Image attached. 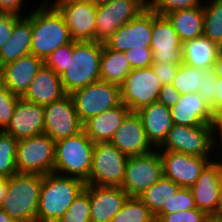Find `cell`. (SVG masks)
<instances>
[{
    "label": "cell",
    "instance_id": "cell-1",
    "mask_svg": "<svg viewBox=\"0 0 222 222\" xmlns=\"http://www.w3.org/2000/svg\"><path fill=\"white\" fill-rule=\"evenodd\" d=\"M44 0L31 13V54L45 61L56 49L73 41L60 12Z\"/></svg>",
    "mask_w": 222,
    "mask_h": 222
},
{
    "label": "cell",
    "instance_id": "cell-2",
    "mask_svg": "<svg viewBox=\"0 0 222 222\" xmlns=\"http://www.w3.org/2000/svg\"><path fill=\"white\" fill-rule=\"evenodd\" d=\"M85 182L76 177L48 173L43 176L36 222H56L84 190Z\"/></svg>",
    "mask_w": 222,
    "mask_h": 222
},
{
    "label": "cell",
    "instance_id": "cell-3",
    "mask_svg": "<svg viewBox=\"0 0 222 222\" xmlns=\"http://www.w3.org/2000/svg\"><path fill=\"white\" fill-rule=\"evenodd\" d=\"M43 175L17 173L7 178V193L1 205L16 222H36Z\"/></svg>",
    "mask_w": 222,
    "mask_h": 222
},
{
    "label": "cell",
    "instance_id": "cell-4",
    "mask_svg": "<svg viewBox=\"0 0 222 222\" xmlns=\"http://www.w3.org/2000/svg\"><path fill=\"white\" fill-rule=\"evenodd\" d=\"M102 51L101 42L73 40L72 56H69L67 69L60 76L66 94L100 80Z\"/></svg>",
    "mask_w": 222,
    "mask_h": 222
},
{
    "label": "cell",
    "instance_id": "cell-5",
    "mask_svg": "<svg viewBox=\"0 0 222 222\" xmlns=\"http://www.w3.org/2000/svg\"><path fill=\"white\" fill-rule=\"evenodd\" d=\"M94 147L95 143L83 130L56 141L53 173H64L63 176L76 177L86 182L92 168Z\"/></svg>",
    "mask_w": 222,
    "mask_h": 222
},
{
    "label": "cell",
    "instance_id": "cell-6",
    "mask_svg": "<svg viewBox=\"0 0 222 222\" xmlns=\"http://www.w3.org/2000/svg\"><path fill=\"white\" fill-rule=\"evenodd\" d=\"M128 156L111 142L95 143L92 168L86 185L121 187Z\"/></svg>",
    "mask_w": 222,
    "mask_h": 222
},
{
    "label": "cell",
    "instance_id": "cell-7",
    "mask_svg": "<svg viewBox=\"0 0 222 222\" xmlns=\"http://www.w3.org/2000/svg\"><path fill=\"white\" fill-rule=\"evenodd\" d=\"M55 141L42 133L18 141L16 167L18 173L46 175L53 173Z\"/></svg>",
    "mask_w": 222,
    "mask_h": 222
},
{
    "label": "cell",
    "instance_id": "cell-8",
    "mask_svg": "<svg viewBox=\"0 0 222 222\" xmlns=\"http://www.w3.org/2000/svg\"><path fill=\"white\" fill-rule=\"evenodd\" d=\"M82 123L121 103L120 86L102 80L70 94Z\"/></svg>",
    "mask_w": 222,
    "mask_h": 222
},
{
    "label": "cell",
    "instance_id": "cell-9",
    "mask_svg": "<svg viewBox=\"0 0 222 222\" xmlns=\"http://www.w3.org/2000/svg\"><path fill=\"white\" fill-rule=\"evenodd\" d=\"M162 86L152 66L132 69L120 86L121 102L131 112H137L158 100Z\"/></svg>",
    "mask_w": 222,
    "mask_h": 222
},
{
    "label": "cell",
    "instance_id": "cell-10",
    "mask_svg": "<svg viewBox=\"0 0 222 222\" xmlns=\"http://www.w3.org/2000/svg\"><path fill=\"white\" fill-rule=\"evenodd\" d=\"M162 177L160 151L129 156L121 188L129 197H138Z\"/></svg>",
    "mask_w": 222,
    "mask_h": 222
},
{
    "label": "cell",
    "instance_id": "cell-11",
    "mask_svg": "<svg viewBox=\"0 0 222 222\" xmlns=\"http://www.w3.org/2000/svg\"><path fill=\"white\" fill-rule=\"evenodd\" d=\"M159 149L210 158L213 151L212 126L211 124L198 126L174 124L164 143L156 150Z\"/></svg>",
    "mask_w": 222,
    "mask_h": 222
},
{
    "label": "cell",
    "instance_id": "cell-12",
    "mask_svg": "<svg viewBox=\"0 0 222 222\" xmlns=\"http://www.w3.org/2000/svg\"><path fill=\"white\" fill-rule=\"evenodd\" d=\"M148 7L147 0H111L97 6L95 41L105 43L122 25Z\"/></svg>",
    "mask_w": 222,
    "mask_h": 222
},
{
    "label": "cell",
    "instance_id": "cell-13",
    "mask_svg": "<svg viewBox=\"0 0 222 222\" xmlns=\"http://www.w3.org/2000/svg\"><path fill=\"white\" fill-rule=\"evenodd\" d=\"M53 6L62 15L74 41H95L96 6L83 0H55Z\"/></svg>",
    "mask_w": 222,
    "mask_h": 222
},
{
    "label": "cell",
    "instance_id": "cell-14",
    "mask_svg": "<svg viewBox=\"0 0 222 222\" xmlns=\"http://www.w3.org/2000/svg\"><path fill=\"white\" fill-rule=\"evenodd\" d=\"M44 132L55 142L73 136L83 130L71 95L44 106Z\"/></svg>",
    "mask_w": 222,
    "mask_h": 222
},
{
    "label": "cell",
    "instance_id": "cell-15",
    "mask_svg": "<svg viewBox=\"0 0 222 222\" xmlns=\"http://www.w3.org/2000/svg\"><path fill=\"white\" fill-rule=\"evenodd\" d=\"M152 10L147 7L136 18L119 27L104 43L109 49L126 52L151 46Z\"/></svg>",
    "mask_w": 222,
    "mask_h": 222
},
{
    "label": "cell",
    "instance_id": "cell-16",
    "mask_svg": "<svg viewBox=\"0 0 222 222\" xmlns=\"http://www.w3.org/2000/svg\"><path fill=\"white\" fill-rule=\"evenodd\" d=\"M163 176L173 180L180 187L191 188L200 173L211 162V158L191 156L180 152L162 151Z\"/></svg>",
    "mask_w": 222,
    "mask_h": 222
},
{
    "label": "cell",
    "instance_id": "cell-17",
    "mask_svg": "<svg viewBox=\"0 0 222 222\" xmlns=\"http://www.w3.org/2000/svg\"><path fill=\"white\" fill-rule=\"evenodd\" d=\"M153 62L182 63V42L166 16L152 10Z\"/></svg>",
    "mask_w": 222,
    "mask_h": 222
},
{
    "label": "cell",
    "instance_id": "cell-18",
    "mask_svg": "<svg viewBox=\"0 0 222 222\" xmlns=\"http://www.w3.org/2000/svg\"><path fill=\"white\" fill-rule=\"evenodd\" d=\"M44 126V106L20 97L16 103L11 121L4 131L19 141L42 134Z\"/></svg>",
    "mask_w": 222,
    "mask_h": 222
},
{
    "label": "cell",
    "instance_id": "cell-19",
    "mask_svg": "<svg viewBox=\"0 0 222 222\" xmlns=\"http://www.w3.org/2000/svg\"><path fill=\"white\" fill-rule=\"evenodd\" d=\"M119 151L129 156L153 151L137 112H129L110 141Z\"/></svg>",
    "mask_w": 222,
    "mask_h": 222
},
{
    "label": "cell",
    "instance_id": "cell-20",
    "mask_svg": "<svg viewBox=\"0 0 222 222\" xmlns=\"http://www.w3.org/2000/svg\"><path fill=\"white\" fill-rule=\"evenodd\" d=\"M220 162L211 161L190 188L196 206L208 216L218 217Z\"/></svg>",
    "mask_w": 222,
    "mask_h": 222
},
{
    "label": "cell",
    "instance_id": "cell-21",
    "mask_svg": "<svg viewBox=\"0 0 222 222\" xmlns=\"http://www.w3.org/2000/svg\"><path fill=\"white\" fill-rule=\"evenodd\" d=\"M43 64L41 58L30 53L2 66L3 85L11 93L22 97Z\"/></svg>",
    "mask_w": 222,
    "mask_h": 222
},
{
    "label": "cell",
    "instance_id": "cell-22",
    "mask_svg": "<svg viewBox=\"0 0 222 222\" xmlns=\"http://www.w3.org/2000/svg\"><path fill=\"white\" fill-rule=\"evenodd\" d=\"M128 197L121 187L90 185V222H111Z\"/></svg>",
    "mask_w": 222,
    "mask_h": 222
},
{
    "label": "cell",
    "instance_id": "cell-23",
    "mask_svg": "<svg viewBox=\"0 0 222 222\" xmlns=\"http://www.w3.org/2000/svg\"><path fill=\"white\" fill-rule=\"evenodd\" d=\"M173 124L198 126L211 124L214 115L210 105L197 92L181 95L177 103L170 108Z\"/></svg>",
    "mask_w": 222,
    "mask_h": 222
},
{
    "label": "cell",
    "instance_id": "cell-24",
    "mask_svg": "<svg viewBox=\"0 0 222 222\" xmlns=\"http://www.w3.org/2000/svg\"><path fill=\"white\" fill-rule=\"evenodd\" d=\"M66 95L60 76L43 64L22 98L45 106L62 99Z\"/></svg>",
    "mask_w": 222,
    "mask_h": 222
},
{
    "label": "cell",
    "instance_id": "cell-25",
    "mask_svg": "<svg viewBox=\"0 0 222 222\" xmlns=\"http://www.w3.org/2000/svg\"><path fill=\"white\" fill-rule=\"evenodd\" d=\"M146 136L151 145L157 149L167 138L173 127L170 108L158 101L137 111Z\"/></svg>",
    "mask_w": 222,
    "mask_h": 222
},
{
    "label": "cell",
    "instance_id": "cell-26",
    "mask_svg": "<svg viewBox=\"0 0 222 222\" xmlns=\"http://www.w3.org/2000/svg\"><path fill=\"white\" fill-rule=\"evenodd\" d=\"M130 112L122 102L83 123V131L94 143L110 142Z\"/></svg>",
    "mask_w": 222,
    "mask_h": 222
},
{
    "label": "cell",
    "instance_id": "cell-27",
    "mask_svg": "<svg viewBox=\"0 0 222 222\" xmlns=\"http://www.w3.org/2000/svg\"><path fill=\"white\" fill-rule=\"evenodd\" d=\"M32 27L31 12L27 16H20L15 22L12 35L0 50V66L31 53Z\"/></svg>",
    "mask_w": 222,
    "mask_h": 222
},
{
    "label": "cell",
    "instance_id": "cell-28",
    "mask_svg": "<svg viewBox=\"0 0 222 222\" xmlns=\"http://www.w3.org/2000/svg\"><path fill=\"white\" fill-rule=\"evenodd\" d=\"M220 49L207 36L196 37L182 43V63L198 69L213 68Z\"/></svg>",
    "mask_w": 222,
    "mask_h": 222
},
{
    "label": "cell",
    "instance_id": "cell-29",
    "mask_svg": "<svg viewBox=\"0 0 222 222\" xmlns=\"http://www.w3.org/2000/svg\"><path fill=\"white\" fill-rule=\"evenodd\" d=\"M166 17L172 23L182 43L203 35V5L176 10L168 13Z\"/></svg>",
    "mask_w": 222,
    "mask_h": 222
},
{
    "label": "cell",
    "instance_id": "cell-30",
    "mask_svg": "<svg viewBox=\"0 0 222 222\" xmlns=\"http://www.w3.org/2000/svg\"><path fill=\"white\" fill-rule=\"evenodd\" d=\"M132 71L125 52L109 49L103 43L100 61V80L121 86Z\"/></svg>",
    "mask_w": 222,
    "mask_h": 222
},
{
    "label": "cell",
    "instance_id": "cell-31",
    "mask_svg": "<svg viewBox=\"0 0 222 222\" xmlns=\"http://www.w3.org/2000/svg\"><path fill=\"white\" fill-rule=\"evenodd\" d=\"M180 186L173 180L162 177L138 198L156 215L162 207H167L169 200L176 194Z\"/></svg>",
    "mask_w": 222,
    "mask_h": 222
},
{
    "label": "cell",
    "instance_id": "cell-32",
    "mask_svg": "<svg viewBox=\"0 0 222 222\" xmlns=\"http://www.w3.org/2000/svg\"><path fill=\"white\" fill-rule=\"evenodd\" d=\"M111 222H156V219L138 197H128Z\"/></svg>",
    "mask_w": 222,
    "mask_h": 222
},
{
    "label": "cell",
    "instance_id": "cell-33",
    "mask_svg": "<svg viewBox=\"0 0 222 222\" xmlns=\"http://www.w3.org/2000/svg\"><path fill=\"white\" fill-rule=\"evenodd\" d=\"M204 28L203 35L222 47V0H212L203 4Z\"/></svg>",
    "mask_w": 222,
    "mask_h": 222
},
{
    "label": "cell",
    "instance_id": "cell-34",
    "mask_svg": "<svg viewBox=\"0 0 222 222\" xmlns=\"http://www.w3.org/2000/svg\"><path fill=\"white\" fill-rule=\"evenodd\" d=\"M18 140L6 133L0 131V177L9 178L17 174L16 152Z\"/></svg>",
    "mask_w": 222,
    "mask_h": 222
},
{
    "label": "cell",
    "instance_id": "cell-35",
    "mask_svg": "<svg viewBox=\"0 0 222 222\" xmlns=\"http://www.w3.org/2000/svg\"><path fill=\"white\" fill-rule=\"evenodd\" d=\"M200 80L201 69L181 63L171 84L181 95L193 94L198 92Z\"/></svg>",
    "mask_w": 222,
    "mask_h": 222
},
{
    "label": "cell",
    "instance_id": "cell-36",
    "mask_svg": "<svg viewBox=\"0 0 222 222\" xmlns=\"http://www.w3.org/2000/svg\"><path fill=\"white\" fill-rule=\"evenodd\" d=\"M56 222H90V185H85L84 190Z\"/></svg>",
    "mask_w": 222,
    "mask_h": 222
},
{
    "label": "cell",
    "instance_id": "cell-37",
    "mask_svg": "<svg viewBox=\"0 0 222 222\" xmlns=\"http://www.w3.org/2000/svg\"><path fill=\"white\" fill-rule=\"evenodd\" d=\"M194 208H197V206L191 189L180 187L176 194L169 200L167 207H162L157 214H170Z\"/></svg>",
    "mask_w": 222,
    "mask_h": 222
},
{
    "label": "cell",
    "instance_id": "cell-38",
    "mask_svg": "<svg viewBox=\"0 0 222 222\" xmlns=\"http://www.w3.org/2000/svg\"><path fill=\"white\" fill-rule=\"evenodd\" d=\"M148 7L157 15L166 16L168 13L201 6L200 0H147Z\"/></svg>",
    "mask_w": 222,
    "mask_h": 222
},
{
    "label": "cell",
    "instance_id": "cell-39",
    "mask_svg": "<svg viewBox=\"0 0 222 222\" xmlns=\"http://www.w3.org/2000/svg\"><path fill=\"white\" fill-rule=\"evenodd\" d=\"M73 53V41L61 46L51 53L48 58L44 61V64L51 68L57 75L61 76L67 69V62L69 56Z\"/></svg>",
    "mask_w": 222,
    "mask_h": 222
},
{
    "label": "cell",
    "instance_id": "cell-40",
    "mask_svg": "<svg viewBox=\"0 0 222 222\" xmlns=\"http://www.w3.org/2000/svg\"><path fill=\"white\" fill-rule=\"evenodd\" d=\"M20 97L11 93L4 85L0 87V129L4 130L10 123Z\"/></svg>",
    "mask_w": 222,
    "mask_h": 222
},
{
    "label": "cell",
    "instance_id": "cell-41",
    "mask_svg": "<svg viewBox=\"0 0 222 222\" xmlns=\"http://www.w3.org/2000/svg\"><path fill=\"white\" fill-rule=\"evenodd\" d=\"M208 217L204 211L198 208L155 215L156 222H205Z\"/></svg>",
    "mask_w": 222,
    "mask_h": 222
},
{
    "label": "cell",
    "instance_id": "cell-42",
    "mask_svg": "<svg viewBox=\"0 0 222 222\" xmlns=\"http://www.w3.org/2000/svg\"><path fill=\"white\" fill-rule=\"evenodd\" d=\"M216 75L214 69H201V80L198 93L208 105H212L216 100Z\"/></svg>",
    "mask_w": 222,
    "mask_h": 222
},
{
    "label": "cell",
    "instance_id": "cell-43",
    "mask_svg": "<svg viewBox=\"0 0 222 222\" xmlns=\"http://www.w3.org/2000/svg\"><path fill=\"white\" fill-rule=\"evenodd\" d=\"M132 69L150 67L153 62V52L150 47L131 49L125 52Z\"/></svg>",
    "mask_w": 222,
    "mask_h": 222
},
{
    "label": "cell",
    "instance_id": "cell-44",
    "mask_svg": "<svg viewBox=\"0 0 222 222\" xmlns=\"http://www.w3.org/2000/svg\"><path fill=\"white\" fill-rule=\"evenodd\" d=\"M180 63H163V62H154L151 66L153 72L160 79L161 83L171 84L175 78Z\"/></svg>",
    "mask_w": 222,
    "mask_h": 222
},
{
    "label": "cell",
    "instance_id": "cell-45",
    "mask_svg": "<svg viewBox=\"0 0 222 222\" xmlns=\"http://www.w3.org/2000/svg\"><path fill=\"white\" fill-rule=\"evenodd\" d=\"M21 15L0 10V50L12 35L14 22Z\"/></svg>",
    "mask_w": 222,
    "mask_h": 222
},
{
    "label": "cell",
    "instance_id": "cell-46",
    "mask_svg": "<svg viewBox=\"0 0 222 222\" xmlns=\"http://www.w3.org/2000/svg\"><path fill=\"white\" fill-rule=\"evenodd\" d=\"M180 96L181 94H179L172 84H164L160 90L157 101L171 108L177 103Z\"/></svg>",
    "mask_w": 222,
    "mask_h": 222
},
{
    "label": "cell",
    "instance_id": "cell-47",
    "mask_svg": "<svg viewBox=\"0 0 222 222\" xmlns=\"http://www.w3.org/2000/svg\"><path fill=\"white\" fill-rule=\"evenodd\" d=\"M216 100L210 106L214 116L222 114V78L216 77Z\"/></svg>",
    "mask_w": 222,
    "mask_h": 222
},
{
    "label": "cell",
    "instance_id": "cell-48",
    "mask_svg": "<svg viewBox=\"0 0 222 222\" xmlns=\"http://www.w3.org/2000/svg\"><path fill=\"white\" fill-rule=\"evenodd\" d=\"M22 0H0V10L21 15ZM20 12V13H19Z\"/></svg>",
    "mask_w": 222,
    "mask_h": 222
},
{
    "label": "cell",
    "instance_id": "cell-49",
    "mask_svg": "<svg viewBox=\"0 0 222 222\" xmlns=\"http://www.w3.org/2000/svg\"><path fill=\"white\" fill-rule=\"evenodd\" d=\"M211 126H212V147L214 149L216 147V141H217L214 137L217 135V133L219 134V136H220L219 138L222 142V114L214 116ZM215 133H216V135H214ZM221 142H220V144H221V148H222ZM218 160H219V162H222V159H221V161H220V159H218Z\"/></svg>",
    "mask_w": 222,
    "mask_h": 222
},
{
    "label": "cell",
    "instance_id": "cell-50",
    "mask_svg": "<svg viewBox=\"0 0 222 222\" xmlns=\"http://www.w3.org/2000/svg\"><path fill=\"white\" fill-rule=\"evenodd\" d=\"M214 73L216 77L222 78V49H220L217 59L213 65Z\"/></svg>",
    "mask_w": 222,
    "mask_h": 222
},
{
    "label": "cell",
    "instance_id": "cell-51",
    "mask_svg": "<svg viewBox=\"0 0 222 222\" xmlns=\"http://www.w3.org/2000/svg\"><path fill=\"white\" fill-rule=\"evenodd\" d=\"M218 217H222V162H220Z\"/></svg>",
    "mask_w": 222,
    "mask_h": 222
},
{
    "label": "cell",
    "instance_id": "cell-52",
    "mask_svg": "<svg viewBox=\"0 0 222 222\" xmlns=\"http://www.w3.org/2000/svg\"><path fill=\"white\" fill-rule=\"evenodd\" d=\"M7 178L0 177V207L7 193Z\"/></svg>",
    "mask_w": 222,
    "mask_h": 222
},
{
    "label": "cell",
    "instance_id": "cell-53",
    "mask_svg": "<svg viewBox=\"0 0 222 222\" xmlns=\"http://www.w3.org/2000/svg\"><path fill=\"white\" fill-rule=\"evenodd\" d=\"M0 222H16V221L0 208Z\"/></svg>",
    "mask_w": 222,
    "mask_h": 222
},
{
    "label": "cell",
    "instance_id": "cell-54",
    "mask_svg": "<svg viewBox=\"0 0 222 222\" xmlns=\"http://www.w3.org/2000/svg\"><path fill=\"white\" fill-rule=\"evenodd\" d=\"M85 2H88L90 3L91 5H94V6H100L102 4H105L106 2H109L111 0H83Z\"/></svg>",
    "mask_w": 222,
    "mask_h": 222
},
{
    "label": "cell",
    "instance_id": "cell-55",
    "mask_svg": "<svg viewBox=\"0 0 222 222\" xmlns=\"http://www.w3.org/2000/svg\"><path fill=\"white\" fill-rule=\"evenodd\" d=\"M205 222H222V217L209 216Z\"/></svg>",
    "mask_w": 222,
    "mask_h": 222
},
{
    "label": "cell",
    "instance_id": "cell-56",
    "mask_svg": "<svg viewBox=\"0 0 222 222\" xmlns=\"http://www.w3.org/2000/svg\"><path fill=\"white\" fill-rule=\"evenodd\" d=\"M3 86V71H2V67L0 66V87Z\"/></svg>",
    "mask_w": 222,
    "mask_h": 222
}]
</instances>
